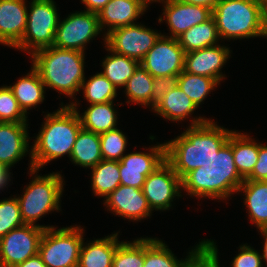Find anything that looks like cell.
<instances>
[{
	"label": "cell",
	"mask_w": 267,
	"mask_h": 267,
	"mask_svg": "<svg viewBox=\"0 0 267 267\" xmlns=\"http://www.w3.org/2000/svg\"><path fill=\"white\" fill-rule=\"evenodd\" d=\"M204 249V240L199 242L185 260H178L162 240L144 238L143 267H189L195 257Z\"/></svg>",
	"instance_id": "cell-21"
},
{
	"label": "cell",
	"mask_w": 267,
	"mask_h": 267,
	"mask_svg": "<svg viewBox=\"0 0 267 267\" xmlns=\"http://www.w3.org/2000/svg\"><path fill=\"white\" fill-rule=\"evenodd\" d=\"M261 235H264V245H263V253L261 255V258L264 260L263 262L267 265V233H265L263 230H260Z\"/></svg>",
	"instance_id": "cell-47"
},
{
	"label": "cell",
	"mask_w": 267,
	"mask_h": 267,
	"mask_svg": "<svg viewBox=\"0 0 267 267\" xmlns=\"http://www.w3.org/2000/svg\"><path fill=\"white\" fill-rule=\"evenodd\" d=\"M219 83L213 79L202 75H194L183 71L178 75V86L190 97L192 102L198 108Z\"/></svg>",
	"instance_id": "cell-33"
},
{
	"label": "cell",
	"mask_w": 267,
	"mask_h": 267,
	"mask_svg": "<svg viewBox=\"0 0 267 267\" xmlns=\"http://www.w3.org/2000/svg\"><path fill=\"white\" fill-rule=\"evenodd\" d=\"M180 46L185 53L199 50L217 44L218 35L215 19L211 17L206 22L192 26L178 38Z\"/></svg>",
	"instance_id": "cell-29"
},
{
	"label": "cell",
	"mask_w": 267,
	"mask_h": 267,
	"mask_svg": "<svg viewBox=\"0 0 267 267\" xmlns=\"http://www.w3.org/2000/svg\"><path fill=\"white\" fill-rule=\"evenodd\" d=\"M0 122L27 123V116L9 86L0 87Z\"/></svg>",
	"instance_id": "cell-37"
},
{
	"label": "cell",
	"mask_w": 267,
	"mask_h": 267,
	"mask_svg": "<svg viewBox=\"0 0 267 267\" xmlns=\"http://www.w3.org/2000/svg\"><path fill=\"white\" fill-rule=\"evenodd\" d=\"M117 237L118 233H115L86 245L83 240L77 267H112L114 254L121 243Z\"/></svg>",
	"instance_id": "cell-22"
},
{
	"label": "cell",
	"mask_w": 267,
	"mask_h": 267,
	"mask_svg": "<svg viewBox=\"0 0 267 267\" xmlns=\"http://www.w3.org/2000/svg\"><path fill=\"white\" fill-rule=\"evenodd\" d=\"M102 160L99 134L81 128L76 137L70 161L90 169Z\"/></svg>",
	"instance_id": "cell-28"
},
{
	"label": "cell",
	"mask_w": 267,
	"mask_h": 267,
	"mask_svg": "<svg viewBox=\"0 0 267 267\" xmlns=\"http://www.w3.org/2000/svg\"><path fill=\"white\" fill-rule=\"evenodd\" d=\"M227 142L232 146L236 168L245 179L258 161L259 143L248 135L236 131L230 134Z\"/></svg>",
	"instance_id": "cell-27"
},
{
	"label": "cell",
	"mask_w": 267,
	"mask_h": 267,
	"mask_svg": "<svg viewBox=\"0 0 267 267\" xmlns=\"http://www.w3.org/2000/svg\"><path fill=\"white\" fill-rule=\"evenodd\" d=\"M161 35L145 25L135 23L108 31L104 41L107 51L125 55L140 63Z\"/></svg>",
	"instance_id": "cell-9"
},
{
	"label": "cell",
	"mask_w": 267,
	"mask_h": 267,
	"mask_svg": "<svg viewBox=\"0 0 267 267\" xmlns=\"http://www.w3.org/2000/svg\"><path fill=\"white\" fill-rule=\"evenodd\" d=\"M32 66L38 71L46 87L75 100L85 79L84 52L55 46L37 50L31 55Z\"/></svg>",
	"instance_id": "cell-4"
},
{
	"label": "cell",
	"mask_w": 267,
	"mask_h": 267,
	"mask_svg": "<svg viewBox=\"0 0 267 267\" xmlns=\"http://www.w3.org/2000/svg\"><path fill=\"white\" fill-rule=\"evenodd\" d=\"M244 193L250 221L259 230L267 226V181L244 180L237 192Z\"/></svg>",
	"instance_id": "cell-23"
},
{
	"label": "cell",
	"mask_w": 267,
	"mask_h": 267,
	"mask_svg": "<svg viewBox=\"0 0 267 267\" xmlns=\"http://www.w3.org/2000/svg\"><path fill=\"white\" fill-rule=\"evenodd\" d=\"M189 267H220L217 247L213 240H204V249L195 257Z\"/></svg>",
	"instance_id": "cell-39"
},
{
	"label": "cell",
	"mask_w": 267,
	"mask_h": 267,
	"mask_svg": "<svg viewBox=\"0 0 267 267\" xmlns=\"http://www.w3.org/2000/svg\"><path fill=\"white\" fill-rule=\"evenodd\" d=\"M82 128L77 111L63 103L57 112L48 113L30 149V170H39L54 159L71 156L76 137Z\"/></svg>",
	"instance_id": "cell-2"
},
{
	"label": "cell",
	"mask_w": 267,
	"mask_h": 267,
	"mask_svg": "<svg viewBox=\"0 0 267 267\" xmlns=\"http://www.w3.org/2000/svg\"><path fill=\"white\" fill-rule=\"evenodd\" d=\"M110 0H82L86 11L98 13Z\"/></svg>",
	"instance_id": "cell-43"
},
{
	"label": "cell",
	"mask_w": 267,
	"mask_h": 267,
	"mask_svg": "<svg viewBox=\"0 0 267 267\" xmlns=\"http://www.w3.org/2000/svg\"><path fill=\"white\" fill-rule=\"evenodd\" d=\"M144 266V238H137L133 242L118 245L114 254L112 267H143Z\"/></svg>",
	"instance_id": "cell-35"
},
{
	"label": "cell",
	"mask_w": 267,
	"mask_h": 267,
	"mask_svg": "<svg viewBox=\"0 0 267 267\" xmlns=\"http://www.w3.org/2000/svg\"><path fill=\"white\" fill-rule=\"evenodd\" d=\"M112 52V53H111ZM102 62L101 72L115 87H125L128 79L140 64L137 60L110 51Z\"/></svg>",
	"instance_id": "cell-31"
},
{
	"label": "cell",
	"mask_w": 267,
	"mask_h": 267,
	"mask_svg": "<svg viewBox=\"0 0 267 267\" xmlns=\"http://www.w3.org/2000/svg\"><path fill=\"white\" fill-rule=\"evenodd\" d=\"M230 48L216 44L185 53L184 71L215 79L219 84L225 76L220 72L230 55Z\"/></svg>",
	"instance_id": "cell-17"
},
{
	"label": "cell",
	"mask_w": 267,
	"mask_h": 267,
	"mask_svg": "<svg viewBox=\"0 0 267 267\" xmlns=\"http://www.w3.org/2000/svg\"><path fill=\"white\" fill-rule=\"evenodd\" d=\"M10 168L5 167L2 163H0V189H4L10 180Z\"/></svg>",
	"instance_id": "cell-46"
},
{
	"label": "cell",
	"mask_w": 267,
	"mask_h": 267,
	"mask_svg": "<svg viewBox=\"0 0 267 267\" xmlns=\"http://www.w3.org/2000/svg\"><path fill=\"white\" fill-rule=\"evenodd\" d=\"M104 201L107 210L129 220H142L152 213L142 189L132 186L120 184Z\"/></svg>",
	"instance_id": "cell-16"
},
{
	"label": "cell",
	"mask_w": 267,
	"mask_h": 267,
	"mask_svg": "<svg viewBox=\"0 0 267 267\" xmlns=\"http://www.w3.org/2000/svg\"><path fill=\"white\" fill-rule=\"evenodd\" d=\"M149 153L125 154L119 161L120 182L125 186L142 189L146 177L165 161V143L149 148Z\"/></svg>",
	"instance_id": "cell-14"
},
{
	"label": "cell",
	"mask_w": 267,
	"mask_h": 267,
	"mask_svg": "<svg viewBox=\"0 0 267 267\" xmlns=\"http://www.w3.org/2000/svg\"><path fill=\"white\" fill-rule=\"evenodd\" d=\"M27 123L0 122V163L11 168L28 152Z\"/></svg>",
	"instance_id": "cell-19"
},
{
	"label": "cell",
	"mask_w": 267,
	"mask_h": 267,
	"mask_svg": "<svg viewBox=\"0 0 267 267\" xmlns=\"http://www.w3.org/2000/svg\"><path fill=\"white\" fill-rule=\"evenodd\" d=\"M180 177L174 172L172 166L165 160L148 177L142 187L151 210H169L173 199L182 196Z\"/></svg>",
	"instance_id": "cell-13"
},
{
	"label": "cell",
	"mask_w": 267,
	"mask_h": 267,
	"mask_svg": "<svg viewBox=\"0 0 267 267\" xmlns=\"http://www.w3.org/2000/svg\"><path fill=\"white\" fill-rule=\"evenodd\" d=\"M27 22L22 40L14 47L29 54L51 47L59 23V15L53 0H32L27 11Z\"/></svg>",
	"instance_id": "cell-7"
},
{
	"label": "cell",
	"mask_w": 267,
	"mask_h": 267,
	"mask_svg": "<svg viewBox=\"0 0 267 267\" xmlns=\"http://www.w3.org/2000/svg\"><path fill=\"white\" fill-rule=\"evenodd\" d=\"M261 254L248 245L240 246V252L232 261V267H263Z\"/></svg>",
	"instance_id": "cell-40"
},
{
	"label": "cell",
	"mask_w": 267,
	"mask_h": 267,
	"mask_svg": "<svg viewBox=\"0 0 267 267\" xmlns=\"http://www.w3.org/2000/svg\"><path fill=\"white\" fill-rule=\"evenodd\" d=\"M147 5L151 2H160L161 0H143Z\"/></svg>",
	"instance_id": "cell-48"
},
{
	"label": "cell",
	"mask_w": 267,
	"mask_h": 267,
	"mask_svg": "<svg viewBox=\"0 0 267 267\" xmlns=\"http://www.w3.org/2000/svg\"><path fill=\"white\" fill-rule=\"evenodd\" d=\"M265 233H267V226L265 227V229L263 230Z\"/></svg>",
	"instance_id": "cell-50"
},
{
	"label": "cell",
	"mask_w": 267,
	"mask_h": 267,
	"mask_svg": "<svg viewBox=\"0 0 267 267\" xmlns=\"http://www.w3.org/2000/svg\"><path fill=\"white\" fill-rule=\"evenodd\" d=\"M178 85V76L154 77L152 86L151 108H153L163 95Z\"/></svg>",
	"instance_id": "cell-41"
},
{
	"label": "cell",
	"mask_w": 267,
	"mask_h": 267,
	"mask_svg": "<svg viewBox=\"0 0 267 267\" xmlns=\"http://www.w3.org/2000/svg\"><path fill=\"white\" fill-rule=\"evenodd\" d=\"M244 178L234 163L232 146L226 142L203 167L189 172L182 180V189L188 195L225 199L237 192Z\"/></svg>",
	"instance_id": "cell-3"
},
{
	"label": "cell",
	"mask_w": 267,
	"mask_h": 267,
	"mask_svg": "<svg viewBox=\"0 0 267 267\" xmlns=\"http://www.w3.org/2000/svg\"><path fill=\"white\" fill-rule=\"evenodd\" d=\"M25 0H0V43L15 47L23 37L27 22Z\"/></svg>",
	"instance_id": "cell-18"
},
{
	"label": "cell",
	"mask_w": 267,
	"mask_h": 267,
	"mask_svg": "<svg viewBox=\"0 0 267 267\" xmlns=\"http://www.w3.org/2000/svg\"><path fill=\"white\" fill-rule=\"evenodd\" d=\"M45 229L24 224L0 238V264L15 267L38 254L39 244Z\"/></svg>",
	"instance_id": "cell-11"
},
{
	"label": "cell",
	"mask_w": 267,
	"mask_h": 267,
	"mask_svg": "<svg viewBox=\"0 0 267 267\" xmlns=\"http://www.w3.org/2000/svg\"><path fill=\"white\" fill-rule=\"evenodd\" d=\"M91 170L94 195L106 197L121 184L119 161L102 160Z\"/></svg>",
	"instance_id": "cell-30"
},
{
	"label": "cell",
	"mask_w": 267,
	"mask_h": 267,
	"mask_svg": "<svg viewBox=\"0 0 267 267\" xmlns=\"http://www.w3.org/2000/svg\"><path fill=\"white\" fill-rule=\"evenodd\" d=\"M154 77L141 65L135 69L133 75L128 79L125 94L127 103L134 102L146 107L151 106L152 86Z\"/></svg>",
	"instance_id": "cell-32"
},
{
	"label": "cell",
	"mask_w": 267,
	"mask_h": 267,
	"mask_svg": "<svg viewBox=\"0 0 267 267\" xmlns=\"http://www.w3.org/2000/svg\"><path fill=\"white\" fill-rule=\"evenodd\" d=\"M152 109L165 119L182 121L188 118V115L190 116L197 107L177 85L167 91Z\"/></svg>",
	"instance_id": "cell-26"
},
{
	"label": "cell",
	"mask_w": 267,
	"mask_h": 267,
	"mask_svg": "<svg viewBox=\"0 0 267 267\" xmlns=\"http://www.w3.org/2000/svg\"><path fill=\"white\" fill-rule=\"evenodd\" d=\"M262 3L267 8V0H255Z\"/></svg>",
	"instance_id": "cell-49"
},
{
	"label": "cell",
	"mask_w": 267,
	"mask_h": 267,
	"mask_svg": "<svg viewBox=\"0 0 267 267\" xmlns=\"http://www.w3.org/2000/svg\"><path fill=\"white\" fill-rule=\"evenodd\" d=\"M15 267H47L39 254L30 257Z\"/></svg>",
	"instance_id": "cell-44"
},
{
	"label": "cell",
	"mask_w": 267,
	"mask_h": 267,
	"mask_svg": "<svg viewBox=\"0 0 267 267\" xmlns=\"http://www.w3.org/2000/svg\"><path fill=\"white\" fill-rule=\"evenodd\" d=\"M220 39L267 37V8L255 0H219L212 10Z\"/></svg>",
	"instance_id": "cell-5"
},
{
	"label": "cell",
	"mask_w": 267,
	"mask_h": 267,
	"mask_svg": "<svg viewBox=\"0 0 267 267\" xmlns=\"http://www.w3.org/2000/svg\"><path fill=\"white\" fill-rule=\"evenodd\" d=\"M80 226L45 229L38 254L47 267H77L83 242Z\"/></svg>",
	"instance_id": "cell-8"
},
{
	"label": "cell",
	"mask_w": 267,
	"mask_h": 267,
	"mask_svg": "<svg viewBox=\"0 0 267 267\" xmlns=\"http://www.w3.org/2000/svg\"><path fill=\"white\" fill-rule=\"evenodd\" d=\"M245 179L267 181V145L259 143L258 161Z\"/></svg>",
	"instance_id": "cell-42"
},
{
	"label": "cell",
	"mask_w": 267,
	"mask_h": 267,
	"mask_svg": "<svg viewBox=\"0 0 267 267\" xmlns=\"http://www.w3.org/2000/svg\"><path fill=\"white\" fill-rule=\"evenodd\" d=\"M147 7L143 0H110L97 14L101 30L107 32L118 27L135 24ZM105 26V28H104Z\"/></svg>",
	"instance_id": "cell-20"
},
{
	"label": "cell",
	"mask_w": 267,
	"mask_h": 267,
	"mask_svg": "<svg viewBox=\"0 0 267 267\" xmlns=\"http://www.w3.org/2000/svg\"><path fill=\"white\" fill-rule=\"evenodd\" d=\"M37 169H31L30 175H35L32 181L25 187L23 195L17 197L21 218L24 224L41 227L42 229L52 228L35 224L37 220L51 211L60 210V197L63 192V176L60 173H50L48 175H37Z\"/></svg>",
	"instance_id": "cell-6"
},
{
	"label": "cell",
	"mask_w": 267,
	"mask_h": 267,
	"mask_svg": "<svg viewBox=\"0 0 267 267\" xmlns=\"http://www.w3.org/2000/svg\"><path fill=\"white\" fill-rule=\"evenodd\" d=\"M31 68L26 76L20 78L13 86H9L26 115L29 109L43 102L46 87L38 71L33 66Z\"/></svg>",
	"instance_id": "cell-25"
},
{
	"label": "cell",
	"mask_w": 267,
	"mask_h": 267,
	"mask_svg": "<svg viewBox=\"0 0 267 267\" xmlns=\"http://www.w3.org/2000/svg\"><path fill=\"white\" fill-rule=\"evenodd\" d=\"M20 206L17 197L3 199L0 201V238L11 230L23 226Z\"/></svg>",
	"instance_id": "cell-38"
},
{
	"label": "cell",
	"mask_w": 267,
	"mask_h": 267,
	"mask_svg": "<svg viewBox=\"0 0 267 267\" xmlns=\"http://www.w3.org/2000/svg\"><path fill=\"white\" fill-rule=\"evenodd\" d=\"M185 51L177 38L161 35L140 64L153 76H178L184 71Z\"/></svg>",
	"instance_id": "cell-12"
},
{
	"label": "cell",
	"mask_w": 267,
	"mask_h": 267,
	"mask_svg": "<svg viewBox=\"0 0 267 267\" xmlns=\"http://www.w3.org/2000/svg\"><path fill=\"white\" fill-rule=\"evenodd\" d=\"M187 4H193L197 6L207 7L211 10L215 8V5L219 2V0H178Z\"/></svg>",
	"instance_id": "cell-45"
},
{
	"label": "cell",
	"mask_w": 267,
	"mask_h": 267,
	"mask_svg": "<svg viewBox=\"0 0 267 267\" xmlns=\"http://www.w3.org/2000/svg\"><path fill=\"white\" fill-rule=\"evenodd\" d=\"M100 31L97 13L86 10L71 13L63 21L59 19L53 46L84 52L86 44Z\"/></svg>",
	"instance_id": "cell-10"
},
{
	"label": "cell",
	"mask_w": 267,
	"mask_h": 267,
	"mask_svg": "<svg viewBox=\"0 0 267 267\" xmlns=\"http://www.w3.org/2000/svg\"><path fill=\"white\" fill-rule=\"evenodd\" d=\"M232 132L213 120L196 117L186 131L165 143V160L182 180L189 172L205 166L218 155Z\"/></svg>",
	"instance_id": "cell-1"
},
{
	"label": "cell",
	"mask_w": 267,
	"mask_h": 267,
	"mask_svg": "<svg viewBox=\"0 0 267 267\" xmlns=\"http://www.w3.org/2000/svg\"><path fill=\"white\" fill-rule=\"evenodd\" d=\"M103 160L120 161L127 146V138L120 129H112L99 135Z\"/></svg>",
	"instance_id": "cell-36"
},
{
	"label": "cell",
	"mask_w": 267,
	"mask_h": 267,
	"mask_svg": "<svg viewBox=\"0 0 267 267\" xmlns=\"http://www.w3.org/2000/svg\"><path fill=\"white\" fill-rule=\"evenodd\" d=\"M165 6L163 8V19L160 17L158 21L166 20L171 32L169 37L178 38L182 33L190 29L192 26L206 22L212 17V10L193 4H187L178 0H161Z\"/></svg>",
	"instance_id": "cell-15"
},
{
	"label": "cell",
	"mask_w": 267,
	"mask_h": 267,
	"mask_svg": "<svg viewBox=\"0 0 267 267\" xmlns=\"http://www.w3.org/2000/svg\"><path fill=\"white\" fill-rule=\"evenodd\" d=\"M80 90L90 104L107 103L117 97L115 87L101 72L93 75L88 81L84 80Z\"/></svg>",
	"instance_id": "cell-34"
},
{
	"label": "cell",
	"mask_w": 267,
	"mask_h": 267,
	"mask_svg": "<svg viewBox=\"0 0 267 267\" xmlns=\"http://www.w3.org/2000/svg\"><path fill=\"white\" fill-rule=\"evenodd\" d=\"M77 103H70L73 110L77 111L81 120L82 128L96 134H102L117 128V112L113 107V101L107 103L90 104L88 109L81 115L77 109Z\"/></svg>",
	"instance_id": "cell-24"
}]
</instances>
